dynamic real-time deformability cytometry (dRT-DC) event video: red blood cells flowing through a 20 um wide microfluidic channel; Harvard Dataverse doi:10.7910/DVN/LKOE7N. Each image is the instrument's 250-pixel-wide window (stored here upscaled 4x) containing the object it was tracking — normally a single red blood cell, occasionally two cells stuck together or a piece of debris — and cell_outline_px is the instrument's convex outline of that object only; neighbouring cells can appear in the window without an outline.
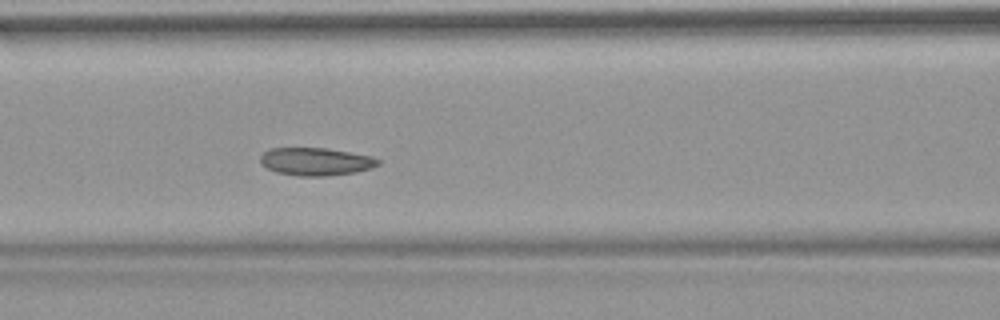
{"species": "common noctule bat (a hibernating species)", "species_latin": "Nyctalus noctula", "temperature_condition": "warm", "stored_images_in_passage": 54, "camera_frame_rate_fps": 3000, "um_per_image_px": 0.085, "animal": {"sex": "female", "body_mass_g": 18.4}, "frame": {"image": 1, "passage_image": 23, "time_ms": 7.333, "image_size_px": [1000, 320], "cell_outline_px": [[380, 164], [372, 168], [356, 172], [324, 176], [296, 176], [276, 172], [260, 164], [260, 156], [268, 148], [324, 148], [372, 156], [380, 160]], "centroid_in_image_um": [26.82, 13.74], "position_along_channel_um": 139.8, "area_um2": 19.13}, "authors_computed_cell_mechanics": {"area_um2": 20.0277, "velocity_mm_per_s": 3.7675, "shape_relaxation_time_tau1_ms": 5.6137, "shape_relaxation_time_tau2_ms": 3.3309, "deformation_change_tau1": 0.0728, "deformation_change_tau2": 0.0875}}